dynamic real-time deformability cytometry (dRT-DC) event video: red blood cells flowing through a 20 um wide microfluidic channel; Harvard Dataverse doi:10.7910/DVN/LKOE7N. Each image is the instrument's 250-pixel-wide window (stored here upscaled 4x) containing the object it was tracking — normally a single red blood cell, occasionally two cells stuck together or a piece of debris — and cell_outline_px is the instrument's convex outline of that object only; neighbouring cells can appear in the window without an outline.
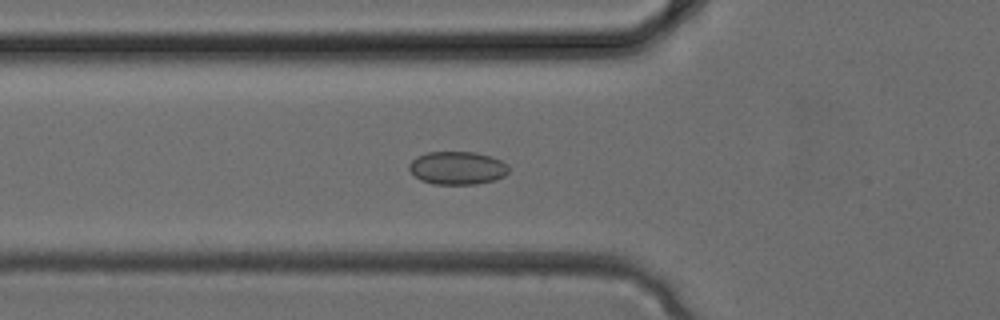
{"species": "common noctule bat (a hibernating species)", "species_latin": "Nyctalus noctula", "temperature_condition": "cold", "stored_images_in_passage": 32, "camera_frame_rate_fps": 3000, "um_per_image_px": 0.085, "animal": {"sex": "female", "body_mass_g": 24.6, "forearm_length_mm": 56.2}, "frame": {"image": 1, "passage_image": 9, "time_ms": 2.667, "image_size_px": [1000, 320], "cell_outline_px": [[508, 172], [504, 176], [496, 180], [476, 184], [432, 184], [420, 180], [408, 168], [408, 164], [416, 156], [428, 152], [476, 152], [500, 160], [508, 164]], "centroid_in_image_um": [38.86, 14.28], "position_along_channel_um": 86.9, "area_um2": 19.25}}
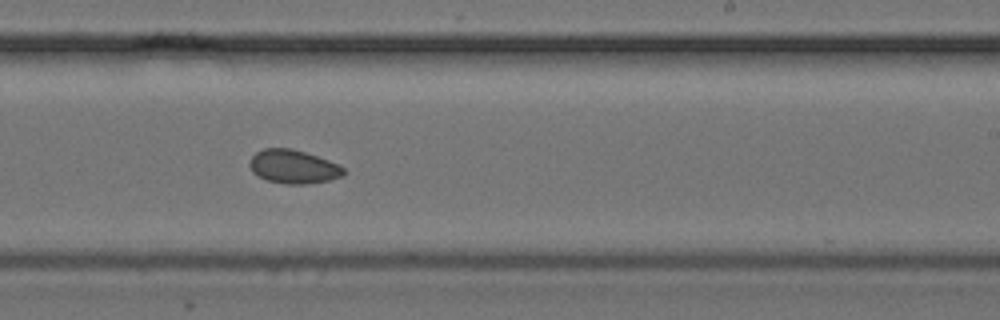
{"frame": {"image": 2, "passage_image": 18, "time_ms": 5.667, "image_size_px": [1000, 320], "cell_outline_px": [[344, 176], [328, 180], [304, 184], [288, 184], [268, 180], [252, 172], [248, 164], [252, 156], [256, 152], [264, 148], [292, 148], [340, 164], [344, 168]], "centroid_in_image_um": [24.93, 14.16], "position_along_channel_um": 264.1, "area_um2": 18.32}}
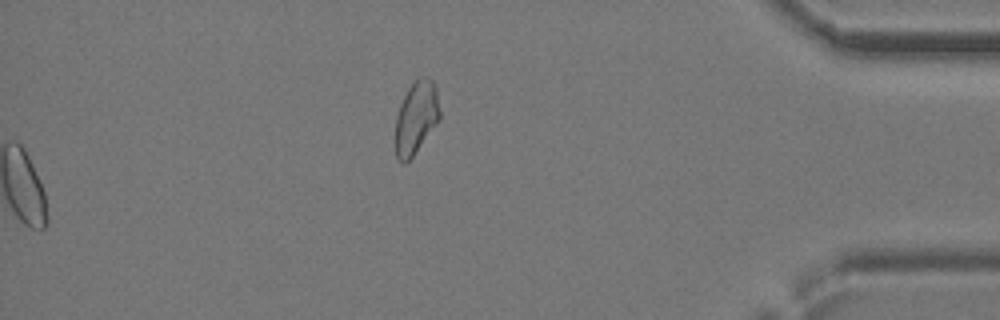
{"frame": {"image": 3, "passage_image": 32, "time_ms": 10.333, "image_size_px": [1000, 320], "cell_outline_px": [[440, 120], [412, 156], [404, 164], [396, 156], [396, 116], [400, 104], [408, 88], [420, 76], [428, 76], [436, 84], [440, 108]], "centroid_in_image_um": [35.4, 9.94], "position_along_channel_um": 399.8, "area_um2": 18.79}}